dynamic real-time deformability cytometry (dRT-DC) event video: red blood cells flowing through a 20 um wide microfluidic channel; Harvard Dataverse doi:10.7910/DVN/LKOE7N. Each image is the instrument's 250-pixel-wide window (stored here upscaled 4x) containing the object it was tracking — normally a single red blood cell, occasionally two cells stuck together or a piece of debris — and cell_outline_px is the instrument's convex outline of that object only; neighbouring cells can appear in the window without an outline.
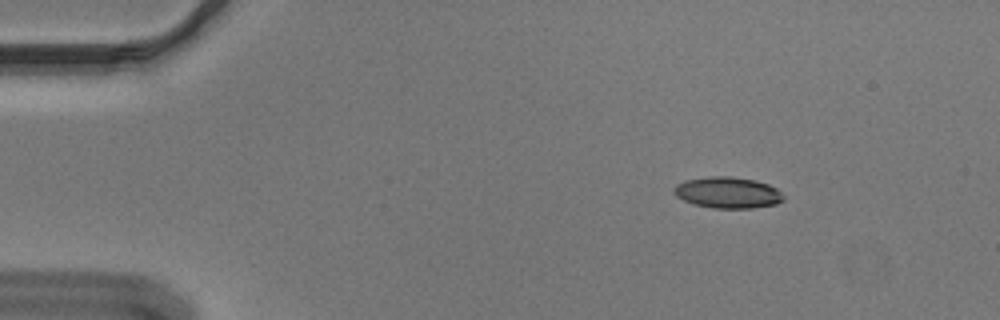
{"species": "Egyptian fruit bat (a non-hibernating species)", "species_latin": "Rousettus aegyptiacus", "temperature_condition": "cold", "stored_images_in_passage": 54, "camera_frame_rate_fps": 3000, "um_per_image_px": 0.085, "animal": {"sex": "male"}, "frame": {"image": 1, "passage_image": 7, "time_ms": 2.0, "image_size_px": [1000, 320], "cell_outline_px": [[784, 200], [776, 204], [752, 208], [712, 208], [692, 204], [676, 196], [672, 192], [676, 184], [684, 180], [708, 176], [732, 176], [756, 180], [768, 184], [776, 188], [784, 196]], "centroid_in_image_um": [61.84, 16.36], "position_along_channel_um": 23.2, "area_um2": 20.17}}
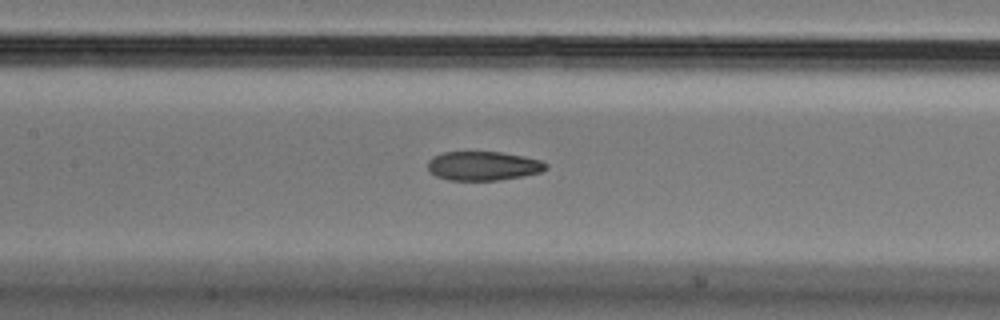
{"frame": {"image": 2, "passage_image": 25, "time_ms": 8.0, "image_size_px": [1000, 320], "cell_outline_px": [[548, 168], [540, 172], [524, 176], [500, 180], [448, 180], [436, 176], [428, 172], [428, 160], [432, 156], [444, 152], [500, 152], [524, 156], [540, 160], [548, 164]], "centroid_in_image_um": [41.06, 14.1], "position_along_channel_um": 166.3, "area_um2": 20.17}}
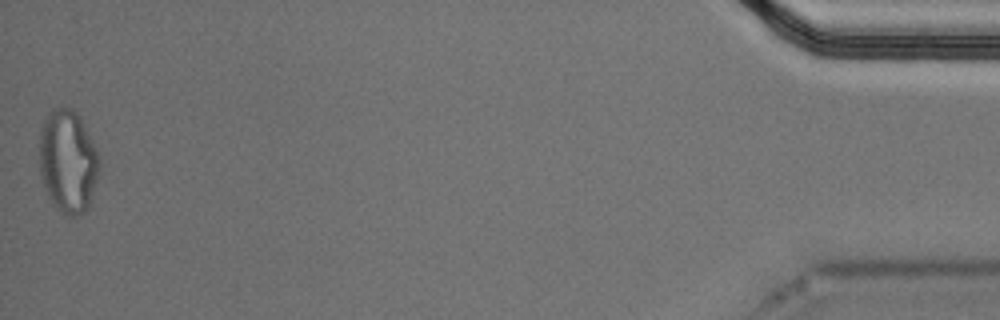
{"frame": {"image": 3, "passage_image": 54, "time_ms": 17.667, "image_size_px": [1000, 320], "cell_outline_px": [[100, 168], [92, 196], [88, 208], [84, 212], [72, 216], [68, 216], [56, 208], [52, 204], [44, 188], [40, 172], [40, 132], [44, 120], [48, 112], [52, 108], [72, 108], [80, 116], [96, 148], [100, 160]], "centroid_in_image_um": [5.78, 13.71], "position_along_channel_um": 429.4, "area_um2": 36.13}, "authors_computed_cell_mechanics": {"area_um2": 21.1548, "velocity_mm_per_s": 3.6569, "shape_relaxation_time_tau1_ms": 8.0031, "shape_relaxation_time_tau2_ms": 3.5843, "deformation_change_tau1": 0.1881, "deformation_change_tau2": 0.101}}